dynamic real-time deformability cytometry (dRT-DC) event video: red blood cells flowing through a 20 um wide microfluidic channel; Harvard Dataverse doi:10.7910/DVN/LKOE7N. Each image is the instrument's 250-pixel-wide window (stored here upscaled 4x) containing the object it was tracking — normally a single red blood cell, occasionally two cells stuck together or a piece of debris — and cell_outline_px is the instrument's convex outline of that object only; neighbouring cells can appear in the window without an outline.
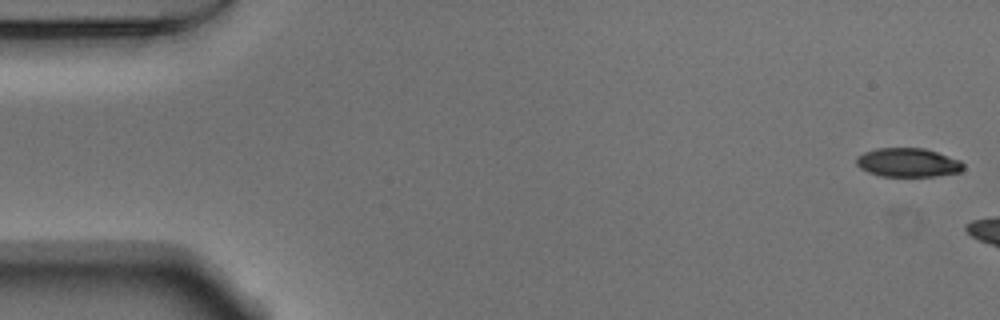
{"species": "Egyptian fruit bat (a non-hibernating species)", "species_latin": "Rousettus aegyptiacus", "temperature_condition": "warm", "stored_images_in_passage": 5, "camera_frame_rate_fps": 3000, "um_per_image_px": 0.085, "animal": {"sex": "male"}, "frame": {"image": 1, "passage_image": 1, "time_ms": 0.0, "image_size_px": [1000, 320], "cell_outline_px": [[964, 168], [960, 172], [936, 176], [880, 176], [868, 172], [860, 168], [856, 164], [856, 156], [864, 152], [876, 148], [924, 148], [960, 160], [964, 164]], "centroid_in_image_um": [77.15, 13.82], "position_along_channel_um": 7.8, "area_um2": 18.03}}